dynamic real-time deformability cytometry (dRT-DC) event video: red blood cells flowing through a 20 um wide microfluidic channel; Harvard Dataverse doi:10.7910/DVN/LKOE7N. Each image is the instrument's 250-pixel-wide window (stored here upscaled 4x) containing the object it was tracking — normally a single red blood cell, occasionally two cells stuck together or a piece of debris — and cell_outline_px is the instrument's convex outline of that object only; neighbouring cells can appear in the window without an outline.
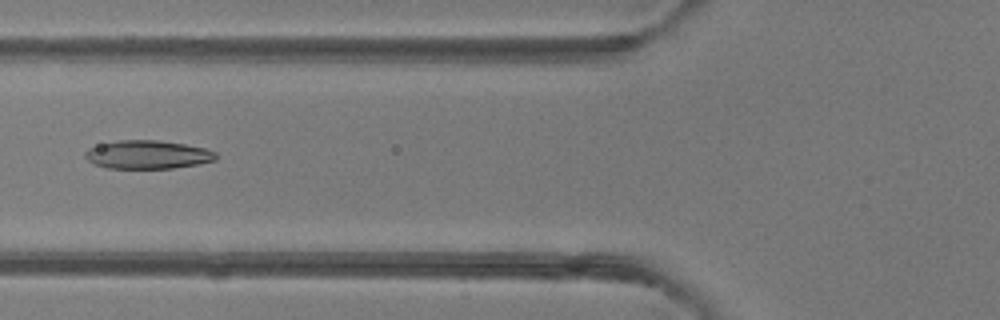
{"species": "common noctule bat (a hibernating species)", "species_latin": "Nyctalus noctula", "temperature_condition": "room temperature", "stored_images_in_passage": 2, "camera_frame_rate_fps": 3000, "um_per_image_px": 0.085, "animal": {"sex": "female"}, "frame": {"image": 1, "passage_image": 2, "time_ms": 1.0, "image_size_px": [1000, 320], "cell_outline_px": [[216, 160], [196, 164], [172, 168], [108, 168], [96, 164], [88, 160], [84, 156], [84, 152], [88, 148], [100, 144], [116, 140], [160, 140], [184, 144], [204, 148], [216, 152]], "centroid_in_image_um": [12.52, 13.13], "position_along_channel_um": 113.3, "area_um2": 21.56}}